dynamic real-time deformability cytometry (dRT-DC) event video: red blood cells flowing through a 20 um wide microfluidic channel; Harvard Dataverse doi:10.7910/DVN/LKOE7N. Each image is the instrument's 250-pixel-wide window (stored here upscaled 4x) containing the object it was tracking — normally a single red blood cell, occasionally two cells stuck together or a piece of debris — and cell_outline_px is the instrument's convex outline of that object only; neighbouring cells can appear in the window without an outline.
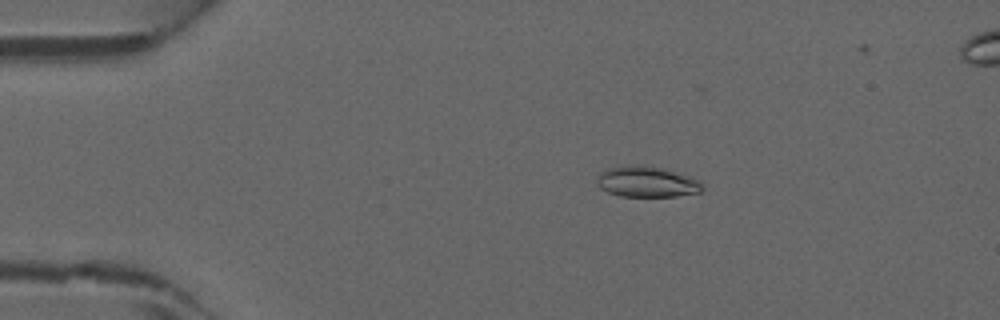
{"species": "common noctule bat (a hibernating species)", "species_latin": "Nyctalus noctula", "temperature_condition": "warm", "stored_images_in_passage": 47, "camera_frame_rate_fps": 3000, "um_per_image_px": 0.085, "animal": {"sex": "male", "forearm_length_mm": 52.5}, "frame": {"image": 1, "passage_image": 9, "time_ms": 2.667, "image_size_px": [1000, 320], "cell_outline_px": [[704, 188], [700, 192], [676, 196], [620, 196], [608, 192], [600, 188], [596, 184], [596, 180], [600, 172], [608, 168], [628, 164], [664, 168], [688, 176], [704, 184]], "centroid_in_image_um": [54.95, 15.45], "position_along_channel_um": 30.1, "area_um2": 18.9}}
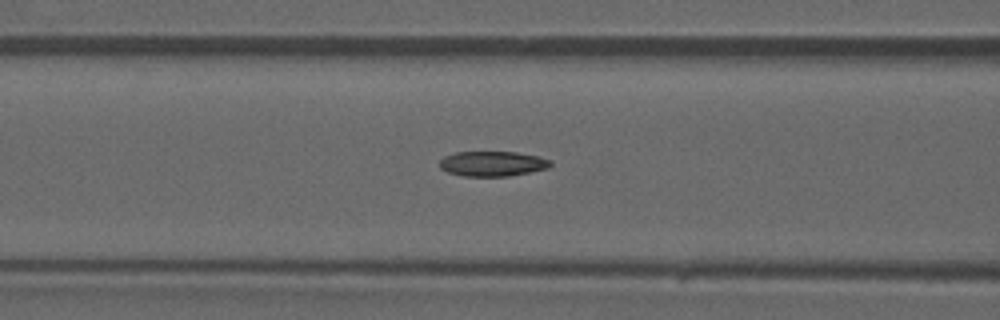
{"frame": {"image": 2, "passage_image": 19, "time_ms": 6.0, "image_size_px": [1000, 320], "cell_outline_px": [[552, 164], [548, 168], [508, 176], [464, 176], [448, 172], [440, 168], [440, 160], [444, 156], [452, 152], [516, 152], [536, 156], [552, 160]], "centroid_in_image_um": [41.84, 13.91], "position_along_channel_um": 124.8, "area_um2": 16.13}}
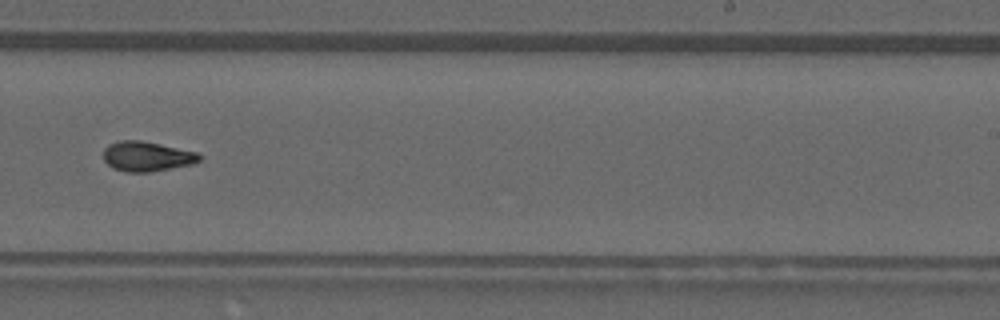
{"frame": {"image": 3, "passage_image": 29, "time_ms": 9.333, "image_size_px": [1000, 320], "cell_outline_px": [[200, 160], [192, 164], [148, 172], [128, 172], [112, 168], [104, 160], [104, 148], [108, 144], [120, 140], [140, 140], [160, 144], [196, 152], [200, 156]], "centroid_in_image_um": [12.44, 13.28], "position_along_channel_um": 276.6, "area_um2": 16.53}}